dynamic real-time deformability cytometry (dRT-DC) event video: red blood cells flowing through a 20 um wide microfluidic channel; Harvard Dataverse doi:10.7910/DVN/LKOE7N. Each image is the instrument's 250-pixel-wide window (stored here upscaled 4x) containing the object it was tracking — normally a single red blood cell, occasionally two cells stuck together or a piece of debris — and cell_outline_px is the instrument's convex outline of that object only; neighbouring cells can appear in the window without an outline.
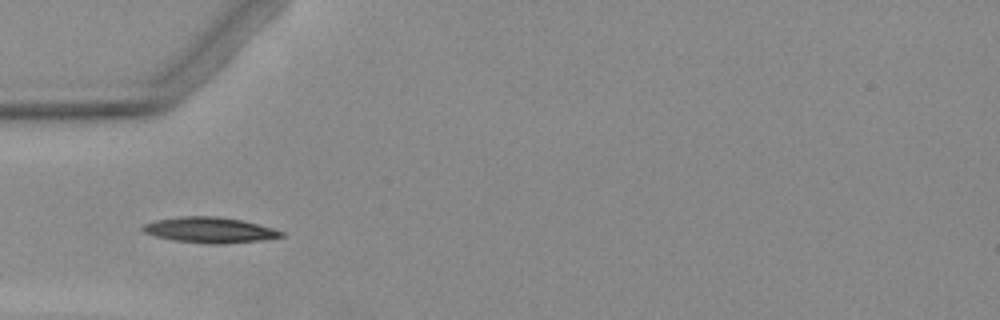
{"species": "Egyptian fruit bat (a non-hibernating species)", "species_latin": "Rousettus aegyptiacus", "temperature_condition": "warm", "stored_images_in_passage": 6, "camera_frame_rate_fps": 3000, "um_per_image_px": 0.085, "animal": {"sex": "female"}, "frame": {"image": 1, "passage_image": 4, "time_ms": 3.667, "image_size_px": [1000, 320], "cell_outline_px": [[284, 236], [260, 240], [220, 244], [208, 244], [172, 240], [156, 236], [144, 232], [140, 228], [144, 224], [156, 220], [180, 216], [220, 216], [240, 220], [272, 228], [284, 232]], "centroid_in_image_um": [17.79, 19.55], "position_along_channel_um": 67.2, "area_um2": 20.52}}
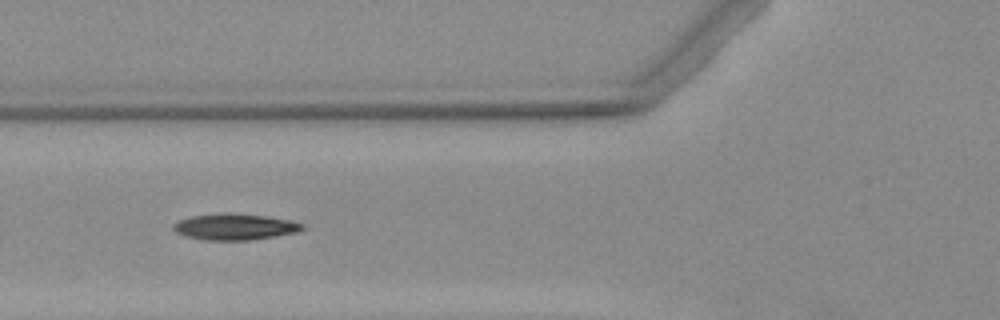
{"frame": {"image": 2, "passage_image": 5, "time_ms": 4.667, "image_size_px": [1000, 320], "cell_outline_px": [[304, 228], [296, 232], [276, 236], [252, 240], [208, 240], [184, 236], [176, 232], [172, 228], [172, 224], [180, 220], [192, 216], [224, 212], [228, 212], [264, 216], [288, 220], [304, 224]], "centroid_in_image_um": [19.93, 19.28], "position_along_channel_um": 105.9, "area_um2": 19.65}}
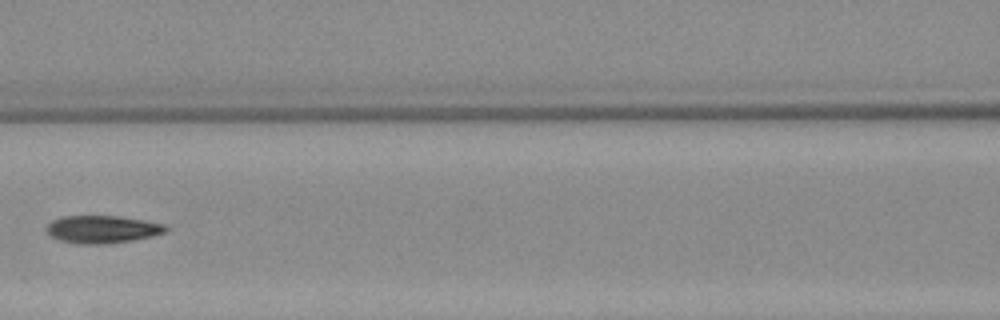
{"frame": {"image": 3, "passage_image": 6, "time_ms": 6.0, "image_size_px": [1000, 320], "cell_outline_px": [[168, 228], [164, 232], [152, 236], [132, 240], [104, 244], [76, 244], [60, 240], [52, 236], [44, 228], [52, 220], [64, 216], [116, 216], [144, 220], [164, 224]], "centroid_in_image_um": [8.67, 19.49], "position_along_channel_um": 157.9, "area_um2": 19.07}}